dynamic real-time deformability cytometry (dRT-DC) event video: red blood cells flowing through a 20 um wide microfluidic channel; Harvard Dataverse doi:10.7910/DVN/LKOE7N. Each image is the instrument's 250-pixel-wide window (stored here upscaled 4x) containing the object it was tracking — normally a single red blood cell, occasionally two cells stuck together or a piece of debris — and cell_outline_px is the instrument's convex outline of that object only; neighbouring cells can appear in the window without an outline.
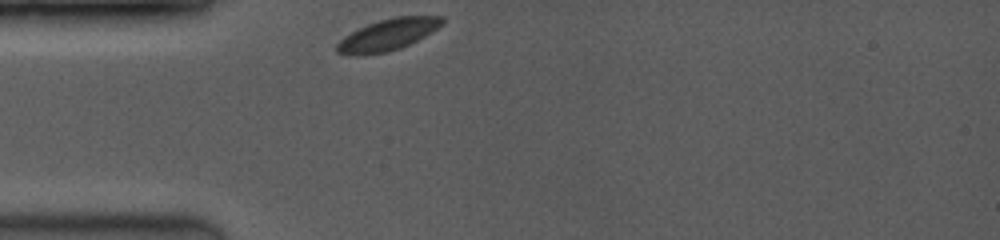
{"species": "common noctule bat (a hibernating species)", "species_latin": "Nyctalus noctula", "temperature_condition": "room temperature", "stored_images_in_passage": 24, "camera_frame_rate_fps": 3500, "um_per_image_px": 0.085, "animal": {"sex": "female", "body_mass_g": 19.0, "forearm_length_mm": 53.3}, "frame": {"image": 1, "passage_image": 1, "time_ms": 0.0, "image_size_px": [1000, 240], "cell_outline_px": [[444, 20], [436, 28], [424, 36], [400, 48], [388, 52], [364, 56], [348, 56], [336, 52], [336, 44], [344, 36], [368, 24], [380, 20], [396, 16], [444, 16]], "centroid_in_image_um": [32.89, 2.98], "position_along_channel_um": 52.1, "area_um2": 19.25}}
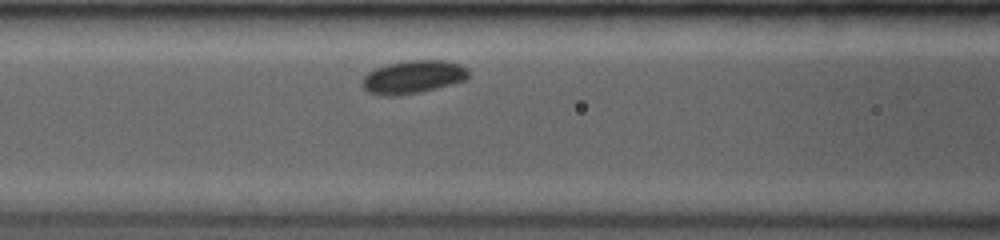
{"frame": {"image": 2, "passage_image": 10, "time_ms": 2.286, "image_size_px": [1000, 240], "cell_outline_px": [[468, 76], [464, 80], [452, 84], [420, 92], [392, 96], [384, 96], [368, 92], [360, 84], [360, 80], [368, 72], [384, 64], [404, 60], [444, 60], [460, 64], [468, 68]], "centroid_in_image_um": [35.07, 6.53], "position_along_channel_um": 131.5, "area_um2": 20.69}}
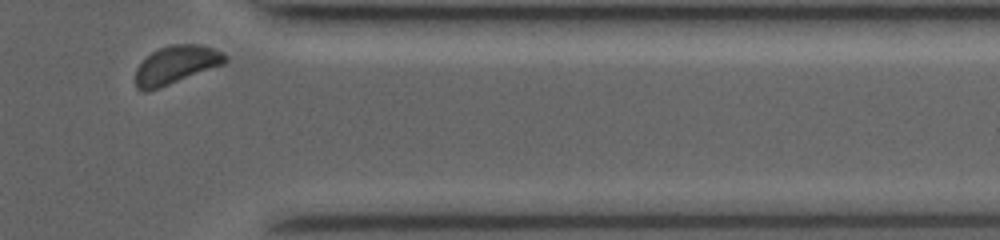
{"frame": {"image": 3, "passage_image": 24, "time_ms": 9.143, "image_size_px": [1000, 240], "cell_outline_px": [[228, 60], [224, 64], [148, 92], [144, 92], [136, 88], [136, 68], [152, 52], [160, 48], [172, 44], [200, 44], [224, 52], [228, 56]], "centroid_in_image_um": [14.99, 5.51], "position_along_channel_um": 396.4, "area_um2": 19.88}}